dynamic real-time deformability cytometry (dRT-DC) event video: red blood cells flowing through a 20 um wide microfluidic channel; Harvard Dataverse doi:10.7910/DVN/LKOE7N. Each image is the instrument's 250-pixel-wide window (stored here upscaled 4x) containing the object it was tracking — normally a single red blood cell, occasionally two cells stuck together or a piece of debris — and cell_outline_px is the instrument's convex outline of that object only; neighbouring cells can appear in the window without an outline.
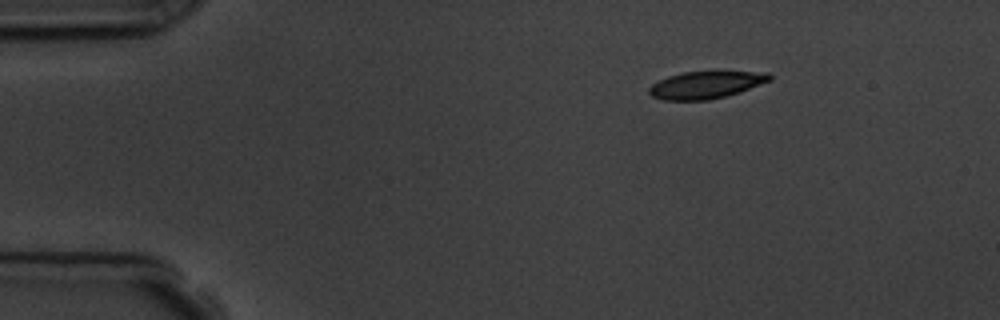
{"species": "common noctule bat (a hibernating species)", "species_latin": "Nyctalus noctula", "temperature_condition": "room temperature", "stored_images_in_passage": 4, "segment_of_instrument_passage": [1, 2], "camera_frame_rate_fps": 3000, "um_per_image_px": 0.085, "animal": {"sex": "male", "body_mass_g": 19.5, "forearm_length_mm": 54.6}, "frame": {"image": 1, "passage_image": 1, "time_ms": 0.0, "image_size_px": [1000, 320], "cell_outline_px": [[772, 80], [740, 92], [708, 100], [664, 100], [652, 96], [648, 92], [648, 88], [652, 84], [668, 76], [680, 72], [712, 68], [720, 68], [768, 72], [772, 76]], "centroid_in_image_um": [60.08, 7.13], "position_along_channel_um": 24.9, "area_um2": 20.4}}